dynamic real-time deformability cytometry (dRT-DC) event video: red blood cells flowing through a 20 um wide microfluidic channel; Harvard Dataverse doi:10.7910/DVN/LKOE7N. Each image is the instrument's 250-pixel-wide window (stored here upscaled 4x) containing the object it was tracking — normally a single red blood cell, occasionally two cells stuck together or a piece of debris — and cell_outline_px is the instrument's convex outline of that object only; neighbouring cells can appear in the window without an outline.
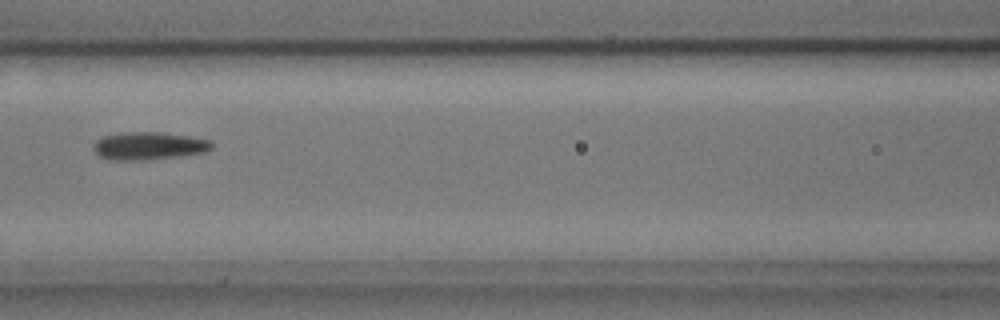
{"species": "common noctule bat (a hibernating species)", "species_latin": "Nyctalus noctula", "temperature_condition": "cold", "stored_images_in_passage": 7, "camera_frame_rate_fps": 3000, "um_per_image_px": 0.085, "animal": {"sex": "male", "body_mass_g": 17.9, "forearm_length_mm": 54.2}, "frame": {"image": 1, "passage_image": 7, "time_ms": 2.0, "image_size_px": [1000, 320], "cell_outline_px": [[212, 148], [204, 152], [180, 156], [144, 160], [108, 160], [100, 156], [92, 148], [92, 144], [96, 140], [104, 136], [120, 132], [164, 132], [212, 140]], "centroid_in_image_um": [12.62, 12.39], "position_along_channel_um": 154.0, "area_um2": 19.31}}